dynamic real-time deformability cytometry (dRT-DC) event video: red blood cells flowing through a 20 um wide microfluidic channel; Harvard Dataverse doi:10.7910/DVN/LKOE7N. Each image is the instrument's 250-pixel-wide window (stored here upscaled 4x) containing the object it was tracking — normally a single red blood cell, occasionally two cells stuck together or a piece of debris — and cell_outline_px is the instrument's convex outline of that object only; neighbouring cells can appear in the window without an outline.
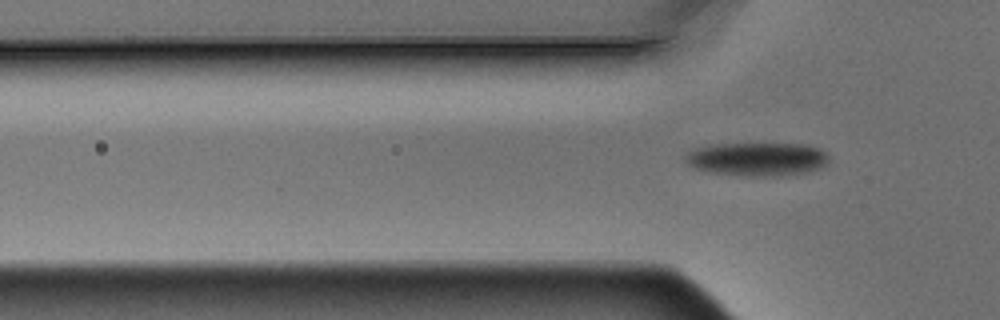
{"species": "Egyptian fruit bat (a non-hibernating species)", "species_latin": "Rousettus aegyptiacus", "temperature_condition": "warm", "stored_images_in_passage": 6, "segment_of_instrument_passage": [2, 2], "camera_frame_rate_fps": 3000, "um_per_image_px": 0.085, "animal": {"sex": "male"}, "frame": {"image": 1, "passage_image": 6, "time_ms": 1.667, "image_size_px": [1000, 320], "cell_outline_px": [[828, 160], [820, 168], [808, 172], [780, 176], [748, 176], [712, 172], [696, 168], [688, 164], [684, 160], [684, 156], [692, 148], [712, 144], [804, 144], [820, 148], [828, 152]], "centroid_in_image_um": [64.36, 13.51], "position_along_channel_um": 61.4, "area_um2": 28.15}}